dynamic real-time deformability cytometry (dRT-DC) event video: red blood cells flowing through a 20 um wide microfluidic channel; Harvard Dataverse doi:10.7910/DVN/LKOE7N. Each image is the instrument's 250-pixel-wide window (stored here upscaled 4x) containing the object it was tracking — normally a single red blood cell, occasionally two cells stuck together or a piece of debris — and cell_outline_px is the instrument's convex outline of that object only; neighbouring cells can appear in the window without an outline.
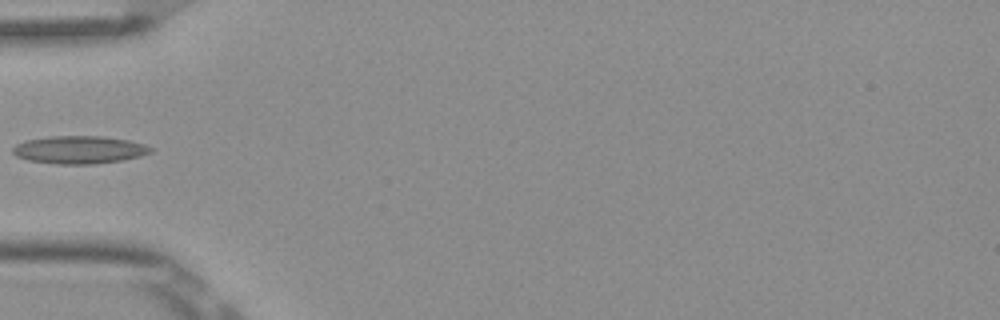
{"species": "Egyptian fruit bat (a non-hibernating species)", "species_latin": "Rousettus aegyptiacus", "temperature_condition": "room temperature", "stored_images_in_passage": 5, "camera_frame_rate_fps": 3000, "um_per_image_px": 0.085, "frame": {"image": 1, "passage_image": 5, "time_ms": 1.333, "image_size_px": [1000, 320], "cell_outline_px": [[152, 152], [140, 156], [124, 160], [92, 164], [56, 164], [28, 160], [16, 156], [12, 152], [12, 148], [16, 144], [24, 140], [48, 136], [104, 136], [128, 140], [144, 144], [152, 148]], "centroid_in_image_um": [6.72, 12.72], "position_along_channel_um": 78.3, "area_um2": 22.48}}